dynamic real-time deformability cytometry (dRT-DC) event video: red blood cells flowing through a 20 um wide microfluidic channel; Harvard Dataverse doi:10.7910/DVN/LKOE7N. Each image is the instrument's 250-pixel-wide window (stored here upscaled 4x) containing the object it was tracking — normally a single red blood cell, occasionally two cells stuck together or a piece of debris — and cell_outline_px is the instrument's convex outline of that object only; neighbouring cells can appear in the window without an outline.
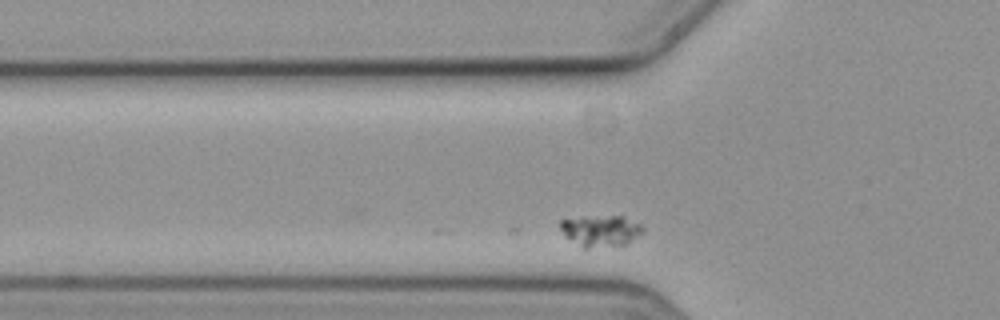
{"species": "common noctule bat (a hibernating species)", "species_latin": "Nyctalus noctula", "temperature_condition": "cold", "stored_images_in_passage": 3, "camera_frame_rate_fps": 3000, "um_per_image_px": 0.085, "animal": {"sex": "female", "body_mass_g": 19.3, "forearm_length_mm": 54.1}, "frame": {"image": 1, "passage_image": 3, "time_ms": 0.667, "image_size_px": [1000, 320], "cell_outline_px": [[644, 232], [632, 240], [624, 244], [588, 248], [584, 248], [564, 236], [560, 228], [560, 220], [564, 216], [624, 216], [640, 224], [644, 228]], "centroid_in_image_um": [51.0, 19.58], "position_along_channel_um": 74.8, "area_um2": 15.37}}